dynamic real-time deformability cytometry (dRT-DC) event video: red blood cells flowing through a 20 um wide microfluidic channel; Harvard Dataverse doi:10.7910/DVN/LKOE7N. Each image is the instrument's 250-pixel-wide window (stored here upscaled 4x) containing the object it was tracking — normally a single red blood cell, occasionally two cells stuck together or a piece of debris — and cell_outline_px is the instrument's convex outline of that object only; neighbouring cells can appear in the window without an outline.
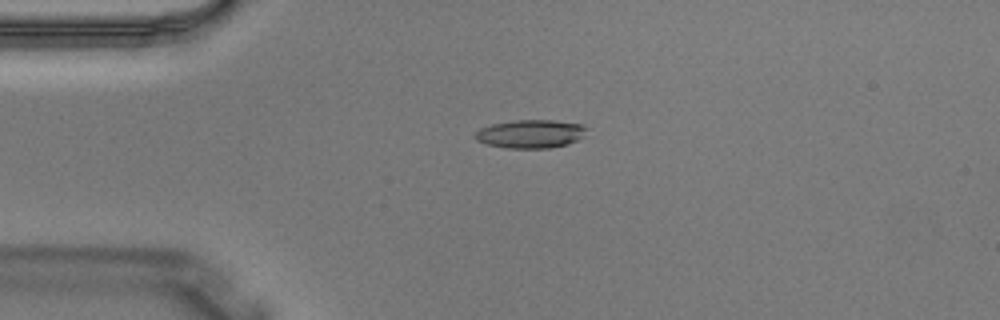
{"species": "Egyptian fruit bat (a non-hibernating species)", "species_latin": "Rousettus aegyptiacus", "temperature_condition": "warm", "stored_images_in_passage": 4, "camera_frame_rate_fps": 3000, "um_per_image_px": 0.085, "animal": {"sex": "male"}, "frame": {"image": 1, "passage_image": 4, "time_ms": 1.0, "image_size_px": [1000, 320], "cell_outline_px": [[588, 128], [584, 136], [568, 144], [552, 148], [504, 148], [488, 144], [476, 140], [472, 136], [480, 128], [492, 124], [516, 120], [552, 120], [584, 124]], "centroid_in_image_um": [45.12, 11.38], "position_along_channel_um": 39.9, "area_um2": 18.61}}